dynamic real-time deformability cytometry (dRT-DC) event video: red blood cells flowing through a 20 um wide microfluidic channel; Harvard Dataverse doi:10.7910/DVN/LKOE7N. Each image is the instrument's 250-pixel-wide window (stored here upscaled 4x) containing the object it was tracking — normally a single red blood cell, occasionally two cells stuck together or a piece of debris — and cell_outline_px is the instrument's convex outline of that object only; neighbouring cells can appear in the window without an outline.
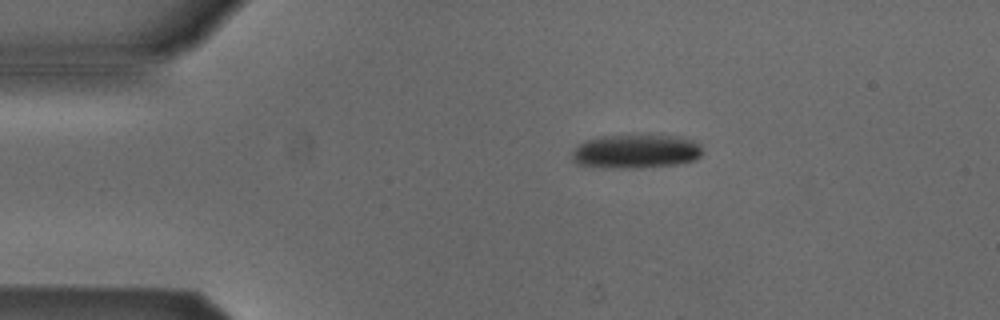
{"species": "Egyptian fruit bat (a non-hibernating species)", "species_latin": "Rousettus aegyptiacus", "temperature_condition": "cold", "stored_images_in_passage": 3, "camera_frame_rate_fps": 3000, "um_per_image_px": 0.085, "animal": {"sex": "male"}, "frame": {"image": 1, "passage_image": 1, "time_ms": 0.0, "image_size_px": [1000, 320], "cell_outline_px": [[700, 156], [696, 160], [676, 164], [640, 168], [600, 168], [576, 164], [572, 160], [572, 152], [584, 140], [600, 136], [644, 132], [684, 136], [696, 140], [700, 144]], "centroid_in_image_um": [54.07, 12.82], "position_along_channel_um": 30.9, "area_um2": 27.17}}
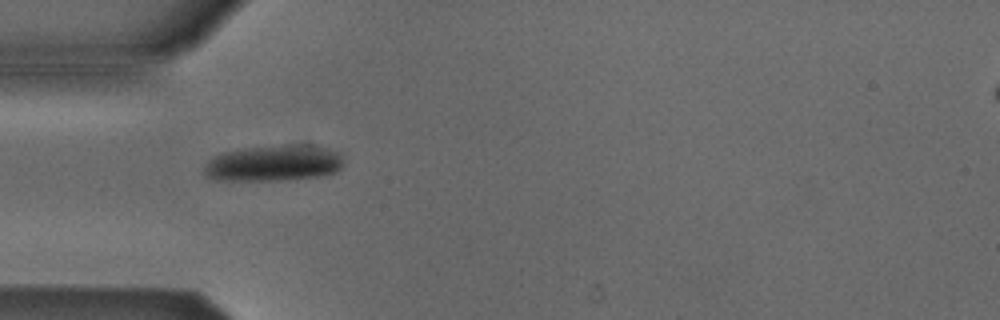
{"frame": {"image": 2, "passage_image": 2, "time_ms": 2.0, "image_size_px": [1000, 320], "cell_outline_px": [[344, 164], [336, 172], [324, 176], [280, 180], [216, 180], [208, 176], [204, 172], [204, 168], [208, 160], [224, 152], [248, 148], [292, 144], [312, 144], [328, 148], [340, 152], [344, 156]], "centroid_in_image_um": [23.37, 13.86], "position_along_channel_um": 61.6, "area_um2": 29.59}}